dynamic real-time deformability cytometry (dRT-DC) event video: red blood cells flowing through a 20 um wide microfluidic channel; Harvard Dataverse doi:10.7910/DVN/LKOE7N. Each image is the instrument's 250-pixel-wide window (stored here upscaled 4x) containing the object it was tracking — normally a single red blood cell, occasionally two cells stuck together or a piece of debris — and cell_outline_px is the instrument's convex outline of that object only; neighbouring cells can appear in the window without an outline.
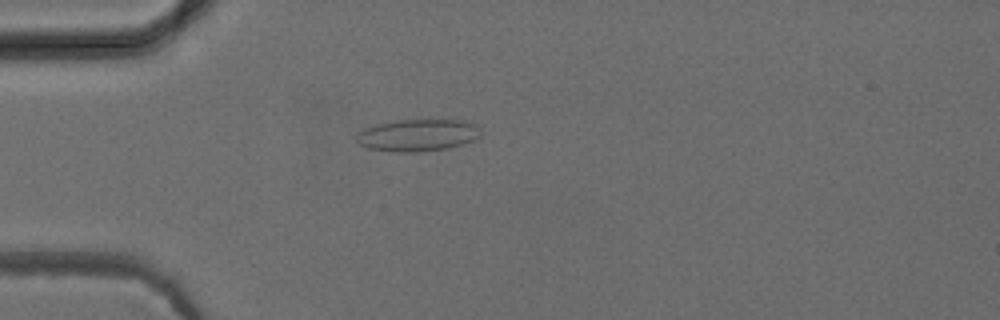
{"species": "common noctule bat (a hibernating species)", "species_latin": "Nyctalus noctula", "temperature_condition": "cold", "stored_images_in_passage": 48, "camera_frame_rate_fps": 3000, "um_per_image_px": 0.085, "animal": {"sex": "female", "body_mass_g": 24.6, "forearm_length_mm": 56.2}, "frame": {"image": 1, "passage_image": 11, "time_ms": 3.333, "image_size_px": [1000, 320], "cell_outline_px": [[480, 136], [464, 144], [448, 148], [416, 152], [392, 152], [368, 148], [360, 144], [356, 140], [356, 136], [364, 128], [376, 124], [396, 120], [428, 116], [464, 120], [476, 124], [480, 128]], "centroid_in_image_um": [35.55, 11.43], "position_along_channel_um": 49.4, "area_um2": 24.28}}
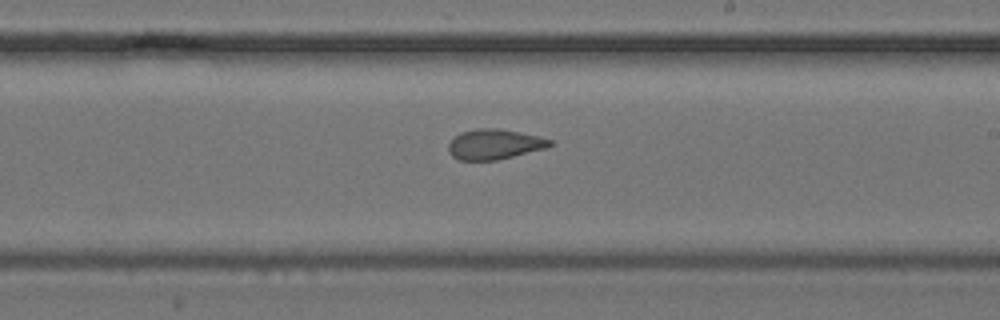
{"frame": {"image": 2, "passage_image": 27, "time_ms": 8.667, "image_size_px": [1000, 320], "cell_outline_px": [[556, 144], [544, 148], [496, 160], [460, 160], [452, 156], [448, 152], [448, 144], [460, 132], [476, 128], [500, 128], [540, 136], [552, 140]], "centroid_in_image_um": [42.03, 12.25], "position_along_channel_um": 247.0, "area_um2": 17.86}}
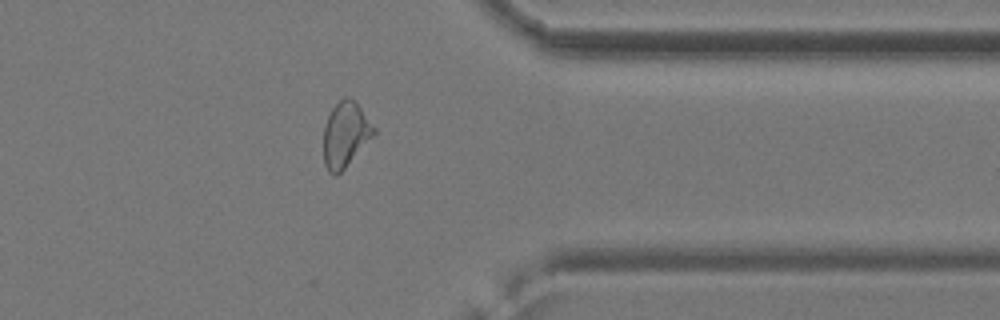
{"frame": {"image": 3, "passage_image": 38, "time_ms": 12.333, "image_size_px": [1000, 320], "cell_outline_px": [[376, 132], [344, 168], [336, 176], [328, 172], [324, 164], [324, 128], [328, 116], [332, 108], [340, 100], [348, 96], [360, 108], [376, 128]], "centroid_in_image_um": [29.34, 11.45], "position_along_channel_um": 382.1, "area_um2": 18.61}, "authors_computed_cell_mechanics": {"area_um2": 19.1029, "velocity_mm_per_s": 3.9477, "shape_relaxation_time_tau1_ms": null, "shape_relaxation_time_tau2_ms": 1.4111, "deformation_change_tau1": null, "deformation_change_tau2": 0.0803}}